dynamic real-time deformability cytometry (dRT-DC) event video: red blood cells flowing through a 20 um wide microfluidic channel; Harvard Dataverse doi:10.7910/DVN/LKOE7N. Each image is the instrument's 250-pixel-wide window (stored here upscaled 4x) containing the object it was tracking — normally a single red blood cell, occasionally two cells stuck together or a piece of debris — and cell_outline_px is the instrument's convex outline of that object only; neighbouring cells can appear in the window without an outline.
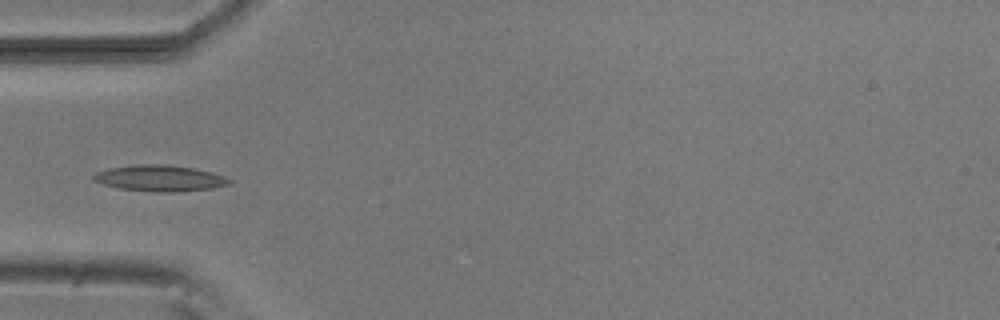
{"species": "common noctule bat (a hibernating species)", "species_latin": "Nyctalus noctula", "temperature_condition": "room temperature", "stored_images_in_passage": 6, "camera_frame_rate_fps": 3000, "um_per_image_px": 0.085, "animal": {"sex": "male", "body_mass_g": 20.5, "forearm_length_mm": 52.5}, "frame": {"image": 1, "passage_image": 5, "time_ms": 4.333, "image_size_px": [1000, 320], "cell_outline_px": [[232, 180], [228, 184], [212, 188], [176, 192], [156, 192], [116, 188], [92, 180], [92, 176], [96, 172], [108, 168], [136, 164], [164, 164], [192, 168], [212, 172], [224, 176]], "centroid_in_image_um": [13.54, 15.15], "position_along_channel_um": 71.5, "area_um2": 20.69}}
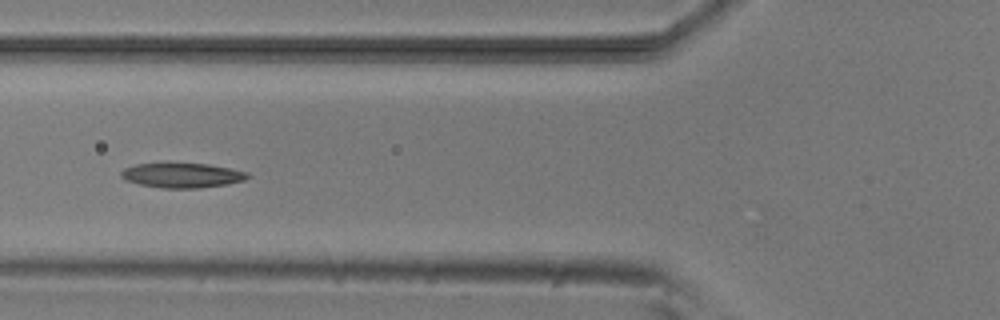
{"frame": {"image": 2, "passage_image": 6, "time_ms": 5.333, "image_size_px": [1000, 320], "cell_outline_px": [[252, 176], [244, 180], [228, 184], [200, 188], [160, 188], [140, 184], [124, 180], [120, 176], [120, 172], [124, 168], [136, 164], [208, 164], [248, 172]], "centroid_in_image_um": [15.48, 14.92], "position_along_channel_um": 110.3, "area_um2": 18.15}}